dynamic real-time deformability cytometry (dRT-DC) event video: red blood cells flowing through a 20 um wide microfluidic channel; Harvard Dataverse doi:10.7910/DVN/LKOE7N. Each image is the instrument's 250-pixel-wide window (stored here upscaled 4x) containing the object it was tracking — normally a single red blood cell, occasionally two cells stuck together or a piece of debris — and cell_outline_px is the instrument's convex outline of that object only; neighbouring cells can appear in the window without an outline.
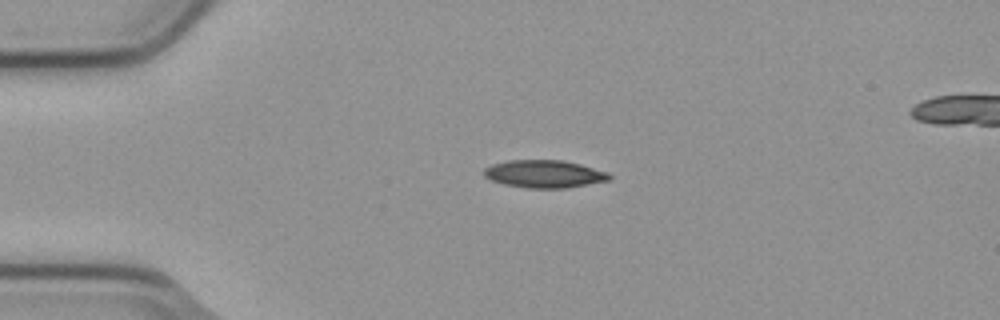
{"species": "common noctule bat (a hibernating species)", "species_latin": "Nyctalus noctula", "temperature_condition": "cold", "stored_images_in_passage": 2, "segment_of_instrument_passage": [1, 2], "camera_frame_rate_fps": 3000, "um_per_image_px": 0.085, "animal": {"sex": "male", "body_mass_g": 23.1, "forearm_length_mm": 52.7}, "frame": {"image": 1, "passage_image": 1, "time_ms": 0.0, "image_size_px": [1000, 320], "cell_outline_px": [[612, 176], [608, 180], [568, 188], [528, 188], [504, 184], [492, 180], [484, 176], [484, 168], [492, 164], [508, 160], [560, 160], [580, 164], [608, 172]], "centroid_in_image_um": [46.26, 14.78], "position_along_channel_um": 38.7, "area_um2": 20.11}}